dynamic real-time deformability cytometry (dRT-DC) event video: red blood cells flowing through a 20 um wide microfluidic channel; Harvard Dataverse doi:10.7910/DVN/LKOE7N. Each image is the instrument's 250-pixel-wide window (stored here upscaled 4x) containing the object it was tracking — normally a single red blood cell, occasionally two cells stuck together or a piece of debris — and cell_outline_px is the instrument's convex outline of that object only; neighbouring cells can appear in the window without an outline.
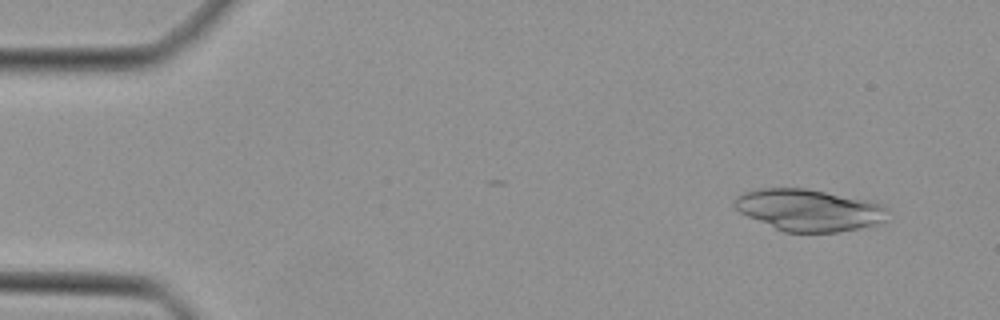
{"species": "Egyptian fruit bat (a non-hibernating species)", "species_latin": "Rousettus aegyptiacus", "temperature_condition": "cold", "stored_images_in_passage": 45, "camera_frame_rate_fps": 3000, "um_per_image_px": 0.085, "animal": {"sex": "female"}, "frame": {"image": 1, "passage_image": 4, "time_ms": 1.0, "image_size_px": [1000, 320], "cell_outline_px": [[888, 220], [876, 224], [860, 228], [840, 232], [784, 232], [748, 216], [740, 212], [732, 204], [736, 196], [744, 192], [760, 188], [804, 188], [864, 200], [880, 204], [888, 208]], "centroid_in_image_um": [68.75, 17.86], "position_along_channel_um": 16.2, "area_um2": 37.05}}